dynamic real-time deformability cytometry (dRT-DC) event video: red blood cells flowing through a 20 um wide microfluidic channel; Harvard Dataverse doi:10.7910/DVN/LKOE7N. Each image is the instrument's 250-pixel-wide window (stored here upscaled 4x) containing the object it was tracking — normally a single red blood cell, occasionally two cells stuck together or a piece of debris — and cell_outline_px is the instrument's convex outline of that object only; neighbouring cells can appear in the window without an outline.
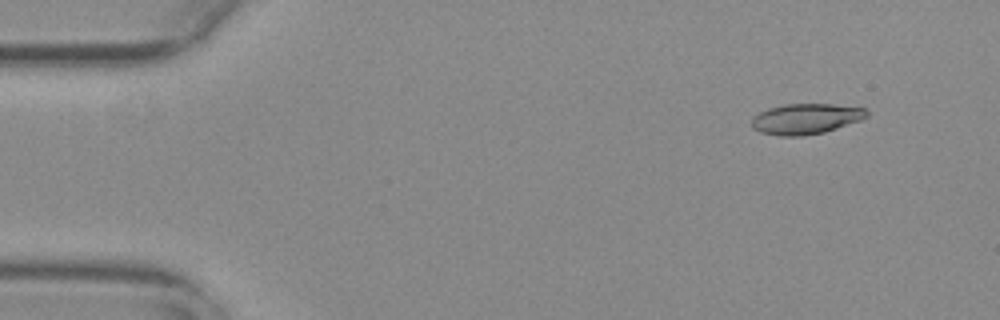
{"species": "common noctule bat (a hibernating species)", "species_latin": "Nyctalus noctula", "temperature_condition": "warm", "stored_images_in_passage": 55, "camera_frame_rate_fps": 3000, "um_per_image_px": 0.085, "animal": {"sex": "female", "body_mass_g": 29.2, "forearm_length_mm": 56.3}, "frame": {"image": 1, "passage_image": 5, "time_ms": 1.333, "image_size_px": [1000, 320], "cell_outline_px": [[868, 116], [860, 120], [824, 132], [804, 136], [780, 136], [760, 132], [752, 128], [752, 116], [756, 112], [768, 108], [784, 104], [832, 104], [864, 108], [868, 112]], "centroid_in_image_um": [68.44, 10.1], "position_along_channel_um": 16.6, "area_um2": 20.58}}
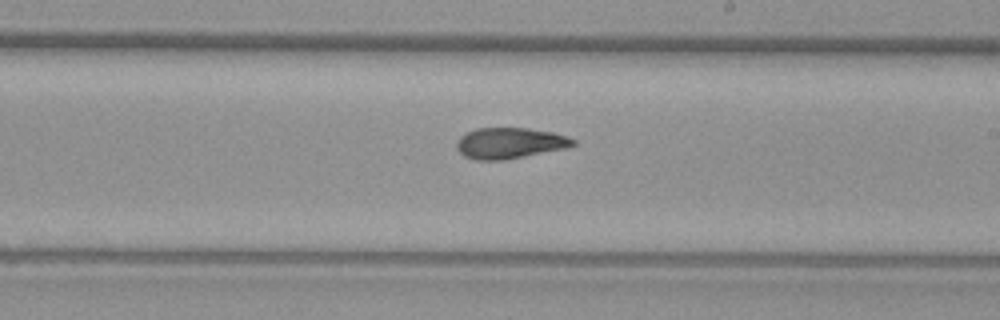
{"frame": {"image": 2, "passage_image": 32, "time_ms": 10.333, "image_size_px": [1000, 320], "cell_outline_px": [[576, 144], [564, 148], [504, 160], [476, 160], [464, 156], [456, 148], [456, 140], [460, 136], [476, 128], [528, 128], [552, 132], [568, 136], [576, 140]], "centroid_in_image_um": [43.3, 12.16], "position_along_channel_um": 245.7, "area_um2": 20.92}}
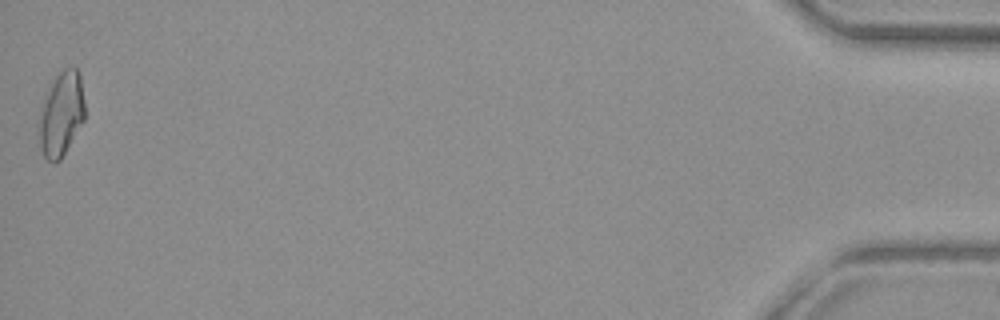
{"frame": {"image": 3, "passage_image": 55, "time_ms": 18.0, "image_size_px": [1000, 320], "cell_outline_px": [[84, 120], [60, 160], [56, 164], [52, 164], [44, 156], [40, 148], [36, 132], [44, 96], [52, 80], [64, 68], [76, 68], [80, 72], [84, 104]], "centroid_in_image_um": [5.17, 9.72], "position_along_channel_um": 430.0, "area_um2": 22.83}, "authors_computed_cell_mechanics": {"area_um2": 21.2704, "velocity_mm_per_s": 3.7422, "shape_relaxation_time_tau1_ms": null, "shape_relaxation_time_tau2_ms": 3.8675, "deformation_change_tau1": null, "deformation_change_tau2": 0.1119}}